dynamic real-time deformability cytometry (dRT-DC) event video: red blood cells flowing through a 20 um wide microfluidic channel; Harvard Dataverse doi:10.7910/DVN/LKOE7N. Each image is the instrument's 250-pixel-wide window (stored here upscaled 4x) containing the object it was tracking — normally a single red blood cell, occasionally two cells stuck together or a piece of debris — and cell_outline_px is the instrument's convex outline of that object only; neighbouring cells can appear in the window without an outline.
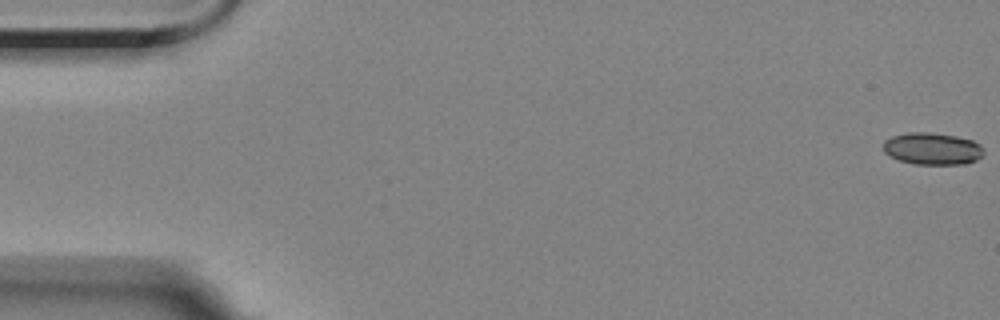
{"species": "Egyptian fruit bat (a non-hibernating species)", "species_latin": "Rousettus aegyptiacus", "temperature_condition": "room temperature", "stored_images_in_passage": 58, "camera_frame_rate_fps": 3000, "um_per_image_px": 0.085, "animal": {"sex": "female"}, "frame": {"image": 1, "passage_image": 1, "time_ms": 0.0, "image_size_px": [1000, 320], "cell_outline_px": [[984, 152], [976, 160], [968, 164], [916, 164], [900, 160], [888, 156], [884, 152], [884, 140], [892, 136], [908, 132], [928, 132], [956, 136], [972, 140], [980, 144]], "centroid_in_image_um": [79.24, 12.64], "position_along_channel_um": 5.8, "area_um2": 18.79}}
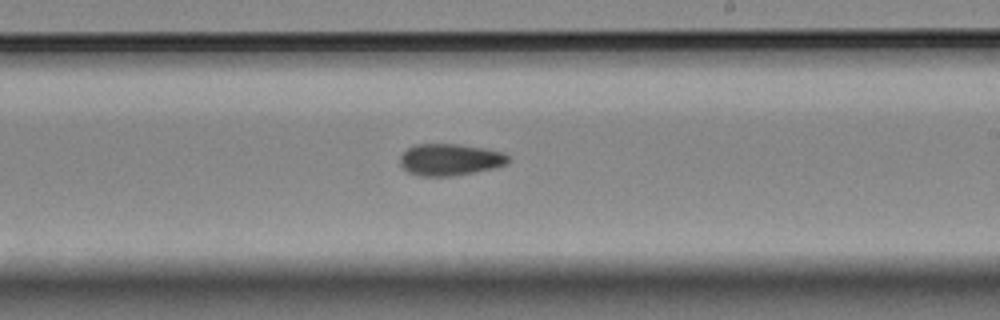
{"frame": {"image": 2, "passage_image": 34, "time_ms": 11.0, "image_size_px": [1000, 320], "cell_outline_px": [[508, 164], [496, 168], [452, 176], [420, 176], [408, 172], [400, 164], [400, 156], [408, 148], [416, 144], [460, 144], [484, 148], [504, 152], [508, 156]], "centroid_in_image_um": [38.27, 13.57], "position_along_channel_um": 250.7, "area_um2": 20.11}}
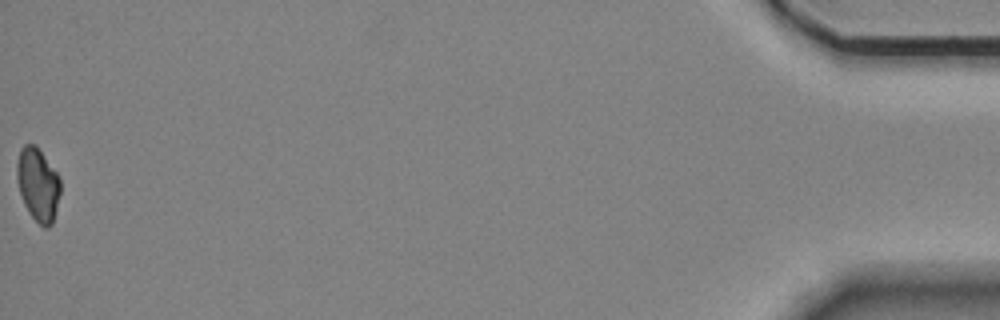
{"frame": {"image": 3, "passage_image": 58, "time_ms": 19.0, "image_size_px": [1000, 320], "cell_outline_px": [[60, 192], [52, 224], [48, 228], [44, 228], [28, 212], [24, 204], [20, 192], [16, 176], [16, 164], [20, 148], [24, 144], [36, 144], [60, 176]], "centroid_in_image_um": [3.22, 15.65], "position_along_channel_um": 432.0, "area_um2": 18.67}, "authors_computed_cell_mechanics": {"area_um2": 19.5653, "velocity_mm_per_s": 3.4923, "shape_relaxation_time_tau1_ms": 9.5055, "shape_relaxation_time_tau2_ms": null, "deformation_change_tau1": 0.0999, "deformation_change_tau2": null}}